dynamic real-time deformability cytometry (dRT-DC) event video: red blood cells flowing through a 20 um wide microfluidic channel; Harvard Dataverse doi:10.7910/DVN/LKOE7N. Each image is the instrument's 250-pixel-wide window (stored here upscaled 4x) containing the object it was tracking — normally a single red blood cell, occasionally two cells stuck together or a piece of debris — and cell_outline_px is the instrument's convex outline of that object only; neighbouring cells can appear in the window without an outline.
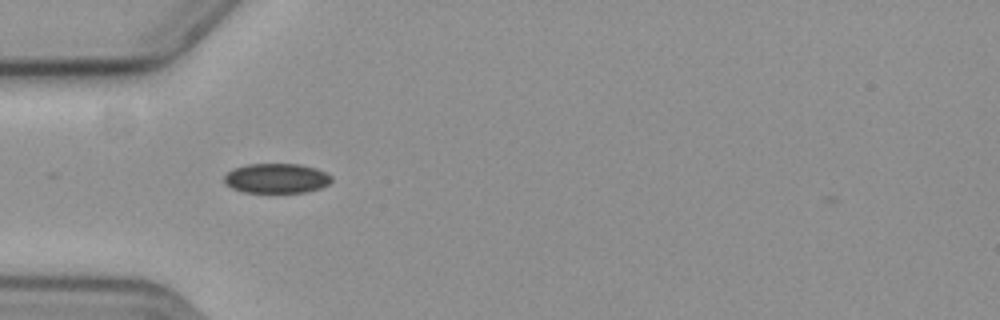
{"species": "common noctule bat (a hibernating species)", "species_latin": "Nyctalus noctula", "temperature_condition": "cold", "stored_images_in_passage": 40, "camera_frame_rate_fps": 3000, "um_per_image_px": 0.085, "animal": {"sex": "female", "body_mass_g": 19.3, "forearm_length_mm": 54.1}, "frame": {"image": 1, "passage_image": 1, "time_ms": 0.0, "image_size_px": [1000, 320], "cell_outline_px": [[332, 180], [328, 184], [320, 188], [304, 192], [244, 192], [232, 188], [224, 184], [224, 176], [232, 168], [248, 164], [300, 164], [316, 168], [332, 176]], "centroid_in_image_um": [23.48, 15.15], "position_along_channel_um": 61.5, "area_um2": 18.61}}
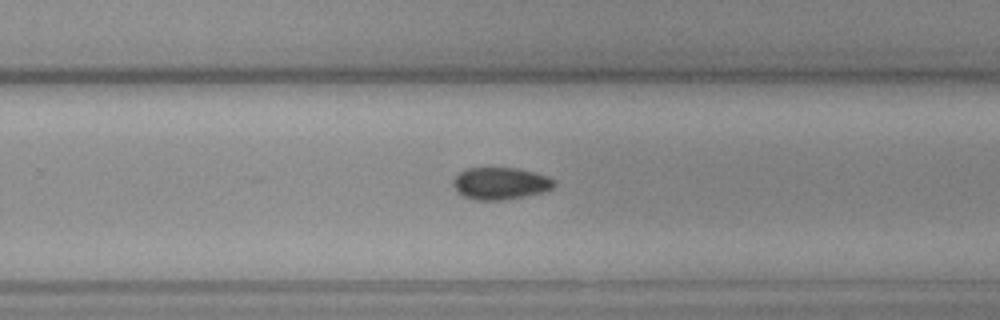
{"frame": {"image": 2, "passage_image": 20, "time_ms": 6.333, "image_size_px": [1000, 320], "cell_outline_px": [[556, 184], [552, 188], [544, 192], [504, 200], [476, 200], [464, 196], [456, 192], [452, 184], [452, 180], [456, 172], [464, 168], [516, 168], [536, 172], [548, 176], [556, 180]], "centroid_in_image_um": [42.51, 15.58], "position_along_channel_um": 287.3, "area_um2": 19.31}}
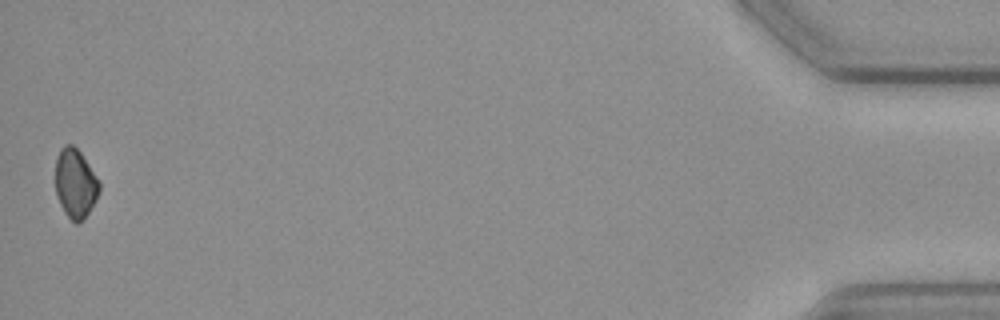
{"frame": {"image": 3, "passage_image": 40, "time_ms": 13.0, "image_size_px": [1000, 320], "cell_outline_px": [[100, 188], [96, 200], [88, 212], [76, 224], [64, 212], [60, 204], [56, 192], [56, 156], [60, 148], [64, 144], [72, 144], [80, 152], [100, 180]], "centroid_in_image_um": [6.4, 15.55], "position_along_channel_um": 428.8, "area_um2": 17.57}, "authors_computed_cell_mechanics": {"area_um2": 18.6116, "velocity_mm_per_s": 3.6133, "shape_relaxation_time_tau1_ms": 1.4378, "shape_relaxation_time_tau2_ms": null, "deformation_change_tau1": 0.04, "deformation_change_tau2": null}}